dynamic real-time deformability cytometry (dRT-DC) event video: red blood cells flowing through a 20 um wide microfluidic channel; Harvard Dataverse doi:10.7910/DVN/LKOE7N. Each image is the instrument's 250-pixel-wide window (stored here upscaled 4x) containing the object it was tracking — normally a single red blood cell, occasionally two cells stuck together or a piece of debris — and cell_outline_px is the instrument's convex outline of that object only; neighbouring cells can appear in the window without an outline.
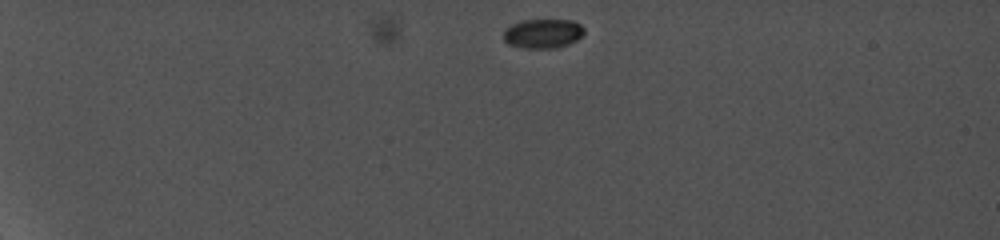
{"species": "common noctule bat (a hibernating species)", "species_latin": "Nyctalus noctula", "temperature_condition": "cold", "stored_images_in_passage": 8, "camera_frame_rate_fps": 5000, "um_per_image_px": 0.085, "animal": {"sex": "female", "body_mass_g": 19.0, "forearm_length_mm": 56.7}, "frame": {"image": 1, "passage_image": 1, "time_ms": 0.0, "image_size_px": [1000, 240], "cell_outline_px": [[584, 32], [576, 40], [568, 44], [556, 48], [524, 48], [508, 44], [504, 40], [504, 28], [512, 24], [524, 20], [572, 20], [580, 24], [584, 28]], "centroid_in_image_um": [46.13, 2.85], "position_along_channel_um": 38.9, "area_um2": 13.76}}